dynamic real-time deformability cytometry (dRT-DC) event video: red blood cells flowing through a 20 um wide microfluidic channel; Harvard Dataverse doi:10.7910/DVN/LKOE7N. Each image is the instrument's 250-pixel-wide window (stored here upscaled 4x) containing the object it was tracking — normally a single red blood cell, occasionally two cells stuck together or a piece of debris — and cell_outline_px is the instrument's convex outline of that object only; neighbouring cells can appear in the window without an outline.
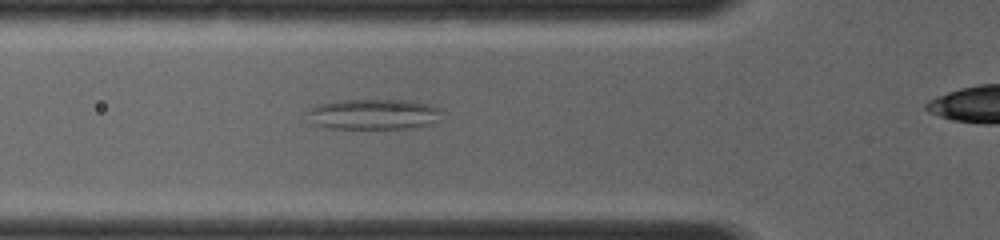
{"species": "common noctule bat (a hibernating species)", "species_latin": "Nyctalus noctula", "temperature_condition": "room temperature", "stored_images_in_passage": 5, "camera_frame_rate_fps": 4000, "um_per_image_px": 0.085, "animal": {"sex": "female", "body_mass_g": 19.0, "forearm_length_mm": 56.7}, "frame": {"image": 1, "passage_image": 3, "time_ms": 2.0, "image_size_px": [1000, 240], "cell_outline_px": [[440, 108], [432, 124], [416, 128], [332, 128], [316, 124], [304, 112], [308, 108], [320, 104], [340, 100], [408, 100], [428, 104]], "centroid_in_image_um": [31.71, 9.7], "position_along_channel_um": 94.1, "area_um2": 23.58}}